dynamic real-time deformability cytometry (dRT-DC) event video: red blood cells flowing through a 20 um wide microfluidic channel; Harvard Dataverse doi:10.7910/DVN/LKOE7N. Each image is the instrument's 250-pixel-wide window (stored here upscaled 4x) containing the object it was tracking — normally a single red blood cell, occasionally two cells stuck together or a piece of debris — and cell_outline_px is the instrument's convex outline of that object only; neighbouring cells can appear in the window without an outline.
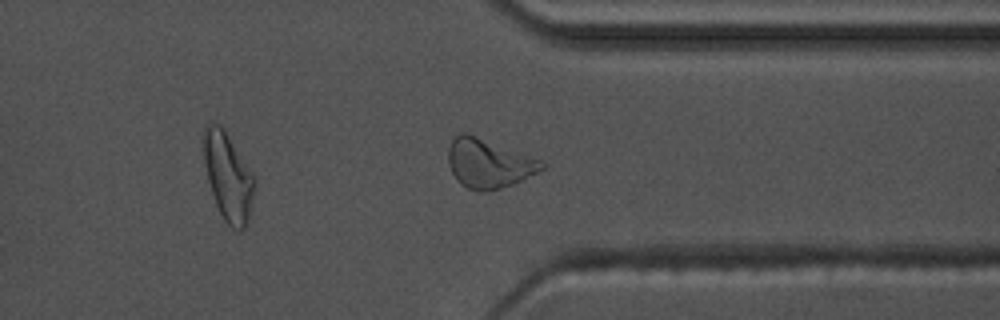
{"species": "common noctule bat (a hibernating species)", "species_latin": "Nyctalus noctula", "temperature_condition": "warm", "stored_images_in_passage": 45, "camera_frame_rate_fps": 3000, "um_per_image_px": 0.085, "animal": {"sex": "male", "body_mass_g": 17.5, "forearm_length_mm": 52.3}, "frame": {"image": 1, "passage_image": 32, "time_ms": 10.333, "image_size_px": [1000, 320], "cell_outline_px": [[544, 168], [512, 184], [500, 188], [480, 192], [476, 192], [468, 188], [456, 180], [448, 164], [448, 148], [452, 140], [456, 136], [464, 132], [468, 132], [540, 160], [544, 164]], "centroid_in_image_um": [41.48, 13.88], "position_along_channel_um": 369.9, "area_um2": 26.36}}
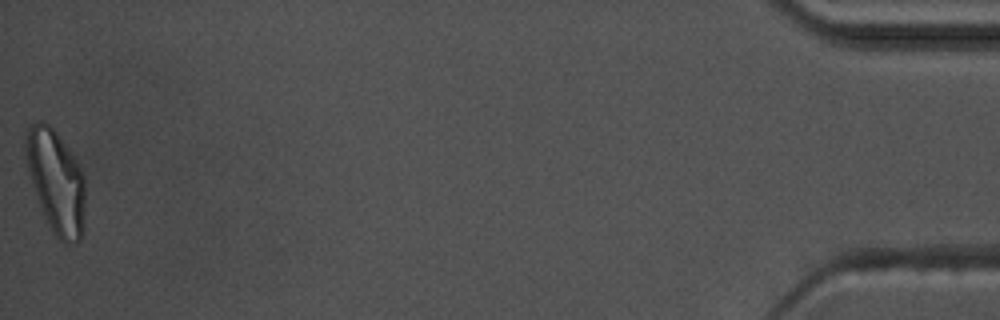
{"frame": {"image": 2, "passage_image": 45, "time_ms": 14.667, "image_size_px": [1000, 320], "cell_outline_px": [[84, 208], [80, 240], [68, 244], [60, 240], [56, 236], [44, 216], [32, 184], [24, 152], [24, 136], [28, 128], [36, 120], [44, 120], [56, 132], [68, 148], [80, 168], [84, 176]], "centroid_in_image_um": [4.73, 15.37], "position_along_channel_um": 430.5, "area_um2": 35.32}, "authors_computed_cell_mechanics": {"area_um2": 23.5246, "velocity_mm_per_s": 3.6126, "shape_relaxation_time_tau1_ms": 5.1692, "shape_relaxation_time_tau2_ms": 1.9108, "deformation_change_tau1": 0.2115, "deformation_change_tau2": 0.104}}